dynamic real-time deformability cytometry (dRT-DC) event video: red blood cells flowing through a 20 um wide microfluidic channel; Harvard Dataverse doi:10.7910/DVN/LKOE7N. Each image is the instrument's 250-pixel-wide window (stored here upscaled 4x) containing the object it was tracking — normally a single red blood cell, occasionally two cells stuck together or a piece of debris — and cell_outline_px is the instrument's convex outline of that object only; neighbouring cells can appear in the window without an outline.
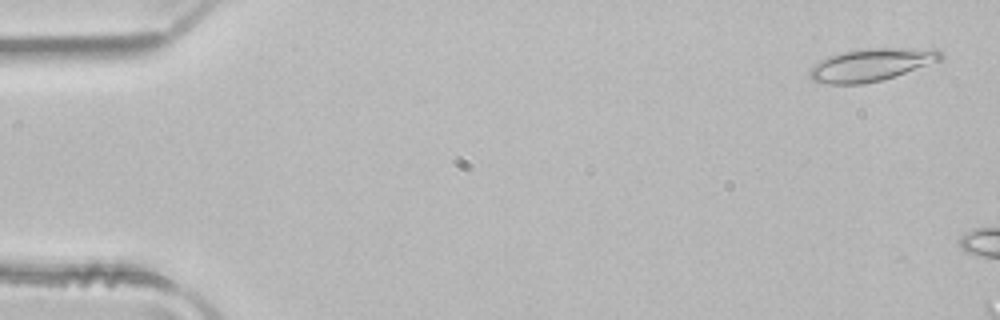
{"species": "common noctule bat (a hibernating species)", "species_latin": "Nyctalus noctula", "temperature_condition": "room temperature", "stored_images_in_passage": 6, "camera_frame_rate_fps": 3000, "um_per_image_px": 0.085, "animal": {"sex": "male", "body_mass_g": 21.5, "forearm_length_mm": 52.0}, "frame": {"image": 1, "passage_image": 1, "time_ms": 0.0, "image_size_px": [1000, 320], "cell_outline_px": [[944, 60], [880, 80], [864, 84], [828, 84], [812, 80], [808, 76], [808, 72], [820, 60], [828, 56], [844, 52], [868, 48], [936, 48], [944, 56]], "centroid_in_image_um": [74.09, 5.5], "position_along_channel_um": 10.9, "area_um2": 24.85}}